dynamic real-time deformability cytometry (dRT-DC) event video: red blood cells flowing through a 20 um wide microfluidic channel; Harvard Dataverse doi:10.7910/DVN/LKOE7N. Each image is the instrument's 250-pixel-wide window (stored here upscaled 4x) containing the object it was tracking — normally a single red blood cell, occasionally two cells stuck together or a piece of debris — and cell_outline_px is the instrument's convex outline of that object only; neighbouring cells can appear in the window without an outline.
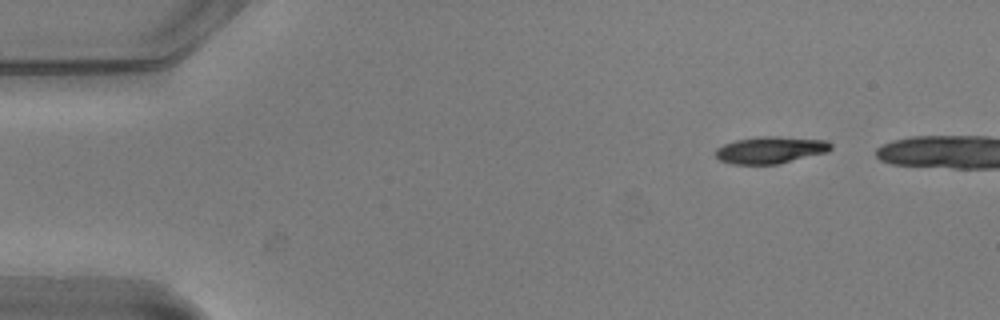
{"species": "common noctule bat (a hibernating species)", "species_latin": "Nyctalus noctula", "temperature_condition": "warm", "stored_images_in_passage": 10, "camera_frame_rate_fps": 3000, "um_per_image_px": 0.085, "animal": {"sex": "male", "body_mass_g": 20.5, "forearm_length_mm": 52.5}, "frame": {"image": 1, "passage_image": 1, "time_ms": 0.0, "image_size_px": [1000, 320], "cell_outline_px": [[832, 148], [828, 152], [776, 164], [732, 164], [720, 160], [712, 152], [716, 148], [724, 144], [736, 140], [756, 136], [776, 136], [828, 140], [832, 144]], "centroid_in_image_um": [65.48, 12.73], "position_along_channel_um": 19.5, "area_um2": 18.26}}